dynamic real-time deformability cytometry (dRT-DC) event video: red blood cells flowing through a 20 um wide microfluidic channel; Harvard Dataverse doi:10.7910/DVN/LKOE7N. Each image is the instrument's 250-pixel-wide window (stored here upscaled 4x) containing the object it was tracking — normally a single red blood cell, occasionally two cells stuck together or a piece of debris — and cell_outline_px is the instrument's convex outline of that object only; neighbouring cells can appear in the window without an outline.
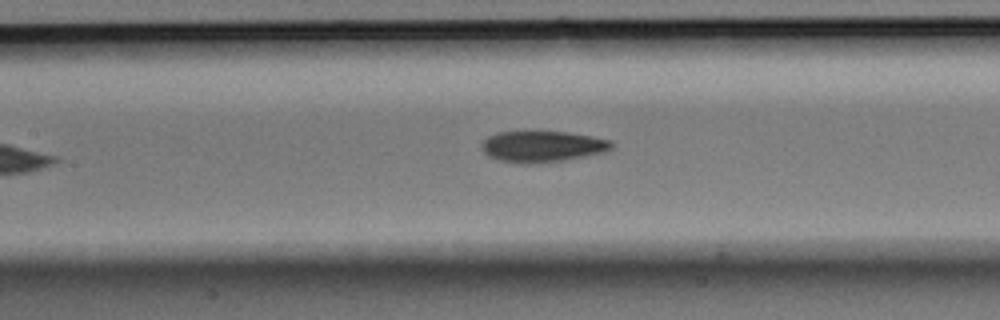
{"species": "Egyptian fruit bat (a non-hibernating species)", "species_latin": "Rousettus aegyptiacus", "temperature_condition": "room temperature", "stored_images_in_passage": 8, "camera_frame_rate_fps": 3000, "um_per_image_px": 0.085, "animal": {"sex": "male"}, "frame": {"image": 1, "passage_image": 7, "time_ms": 2.0, "image_size_px": [1000, 320], "cell_outline_px": [[612, 148], [604, 152], [564, 160], [528, 164], [524, 164], [500, 160], [488, 156], [484, 152], [484, 140], [488, 136], [496, 132], [568, 132], [612, 140]], "centroid_in_image_um": [46.12, 12.45], "position_along_channel_um": 161.3, "area_um2": 23.24}}
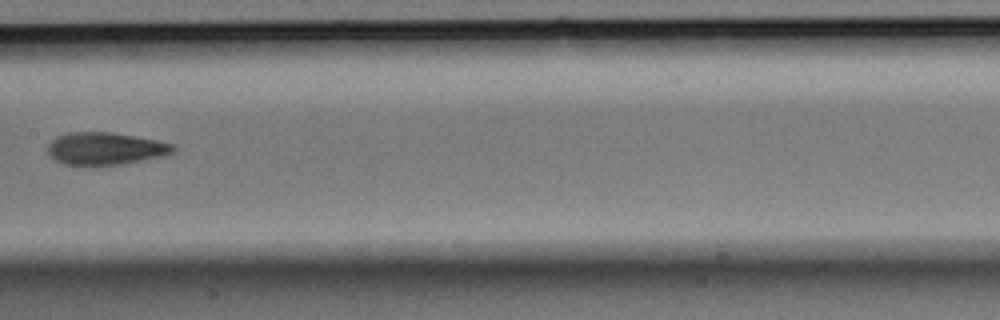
{"frame": {"image": 2, "passage_image": 8, "time_ms": 2.333, "image_size_px": [1000, 320], "cell_outline_px": [[176, 148], [172, 152], [160, 156], [120, 164], [64, 164], [56, 160], [48, 152], [48, 144], [56, 136], [68, 132], [112, 132], [156, 140], [172, 144]], "centroid_in_image_um": [8.92, 12.6], "position_along_channel_um": 198.5, "area_um2": 23.12}}